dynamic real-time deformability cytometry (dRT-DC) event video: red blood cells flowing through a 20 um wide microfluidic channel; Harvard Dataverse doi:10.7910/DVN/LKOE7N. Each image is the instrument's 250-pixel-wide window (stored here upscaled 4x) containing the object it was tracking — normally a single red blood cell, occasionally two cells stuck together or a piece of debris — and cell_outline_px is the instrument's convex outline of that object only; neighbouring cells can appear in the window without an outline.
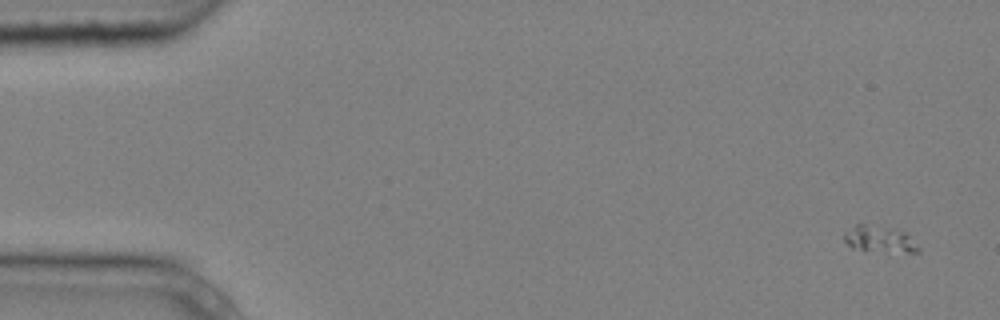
{"species": "common noctule bat (a hibernating species)", "species_latin": "Nyctalus noctula", "temperature_condition": "cold", "stored_images_in_passage": 6, "camera_frame_rate_fps": 3000, "um_per_image_px": 0.085, "animal": {"sex": "male", "body_mass_g": 20.4}, "frame": {"image": 1, "passage_image": 1, "time_ms": 0.0, "image_size_px": [1000, 320], "cell_outline_px": [[920, 252], [908, 252], [852, 248], [844, 240], [844, 232], [856, 224], [864, 224], [896, 228], [904, 232], [920, 248]], "centroid_in_image_um": [74.75, 20.3], "position_along_channel_um": 10.3, "area_um2": 11.1}}
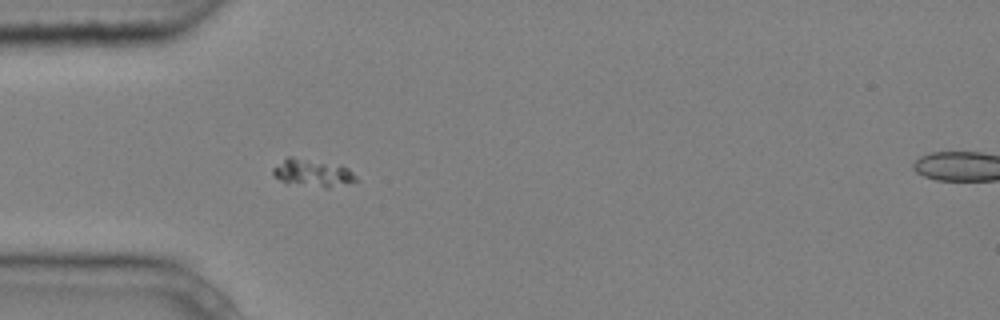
{"frame": {"image": 2, "passage_image": 5, "time_ms": 1.333, "image_size_px": [1000, 320], "cell_outline_px": [[360, 180], [328, 188], [324, 188], [284, 184], [272, 172], [272, 168], [288, 156], [292, 156], [340, 164], [348, 168]], "centroid_in_image_um": [26.57, 14.7], "position_along_channel_um": 58.4, "area_um2": 13.76}}